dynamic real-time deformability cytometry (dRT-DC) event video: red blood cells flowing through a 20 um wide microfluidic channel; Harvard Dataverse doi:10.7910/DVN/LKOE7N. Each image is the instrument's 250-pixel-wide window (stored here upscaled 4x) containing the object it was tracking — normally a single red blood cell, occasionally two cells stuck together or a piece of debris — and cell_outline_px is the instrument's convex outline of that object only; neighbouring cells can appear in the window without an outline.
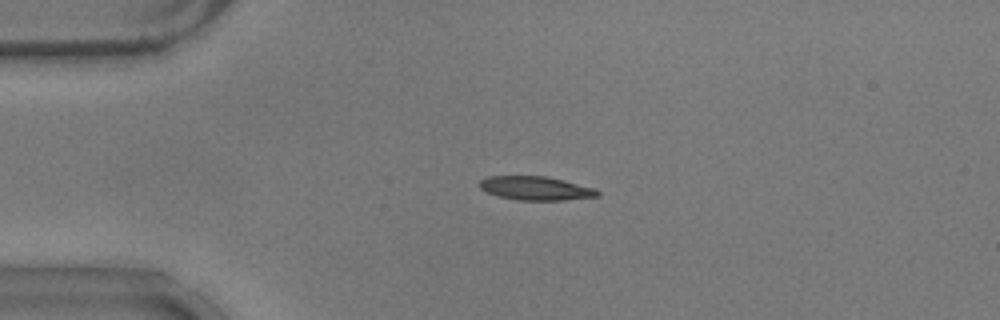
{"species": "common noctule bat (a hibernating species)", "species_latin": "Nyctalus noctula", "temperature_condition": "warm", "stored_images_in_passage": 27, "camera_frame_rate_fps": 3000, "um_per_image_px": 0.085, "animal": {"sex": "male", "body_mass_g": 17.9}, "frame": {"image": 1, "passage_image": 3, "time_ms": 0.667, "image_size_px": [1000, 320], "cell_outline_px": [[600, 196], [564, 200], [516, 200], [496, 196], [480, 188], [480, 180], [488, 176], [544, 176], [596, 188], [600, 192]], "centroid_in_image_um": [45.54, 16.01], "position_along_channel_um": 39.5, "area_um2": 16.3}}
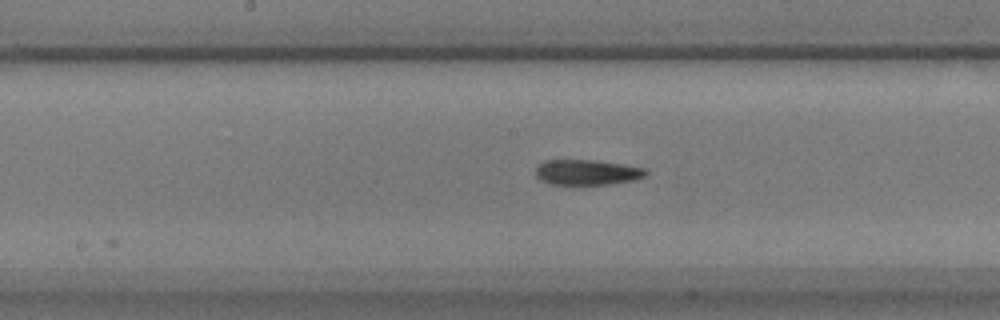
{"frame": {"image": 2, "passage_image": 18, "time_ms": 5.667, "image_size_px": [1000, 320], "cell_outline_px": [[648, 172], [644, 176], [632, 180], [608, 184], [552, 184], [540, 180], [536, 176], [536, 168], [544, 160], [592, 160], [620, 164], [644, 168]], "centroid_in_image_um": [49.86, 14.64], "position_along_channel_um": 198.3, "area_um2": 15.95}}
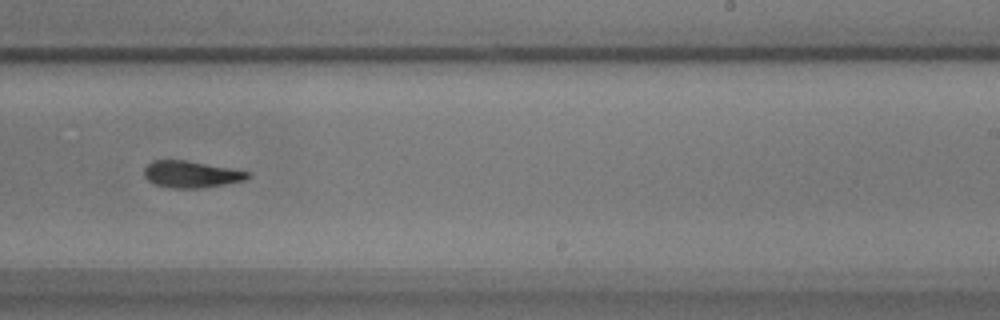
{"frame": {"image": 3, "passage_image": 24, "time_ms": 7.667, "image_size_px": [1000, 320], "cell_outline_px": [[252, 176], [248, 180], [200, 188], [172, 188], [152, 184], [144, 176], [144, 168], [152, 160], [184, 160], [252, 172]], "centroid_in_image_um": [16.27, 14.82], "position_along_channel_um": 272.7, "area_um2": 16.24}}